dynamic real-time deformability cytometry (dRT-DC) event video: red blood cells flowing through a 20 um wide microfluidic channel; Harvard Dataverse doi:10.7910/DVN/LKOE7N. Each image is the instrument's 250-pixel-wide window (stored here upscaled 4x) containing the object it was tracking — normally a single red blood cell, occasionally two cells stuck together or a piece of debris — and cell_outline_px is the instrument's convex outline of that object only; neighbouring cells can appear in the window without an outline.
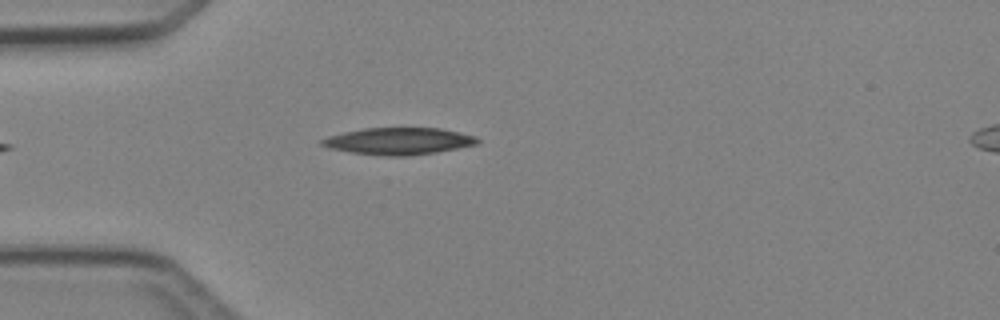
{"species": "Egyptian fruit bat (a non-hibernating species)", "species_latin": "Rousettus aegyptiacus", "temperature_condition": "cold", "stored_images_in_passage": 2, "camera_frame_rate_fps": 3000, "um_per_image_px": 0.085, "animal": {"sex": "female"}, "frame": {"image": 1, "passage_image": 2, "time_ms": 1.0, "image_size_px": [1000, 320], "cell_outline_px": [[480, 140], [476, 144], [436, 152], [408, 156], [388, 156], [352, 152], [328, 148], [320, 144], [320, 140], [328, 136], [344, 132], [364, 128], [440, 128], [460, 132], [476, 136]], "centroid_in_image_um": [33.88, 11.99], "position_along_channel_um": 51.1, "area_um2": 24.28}}